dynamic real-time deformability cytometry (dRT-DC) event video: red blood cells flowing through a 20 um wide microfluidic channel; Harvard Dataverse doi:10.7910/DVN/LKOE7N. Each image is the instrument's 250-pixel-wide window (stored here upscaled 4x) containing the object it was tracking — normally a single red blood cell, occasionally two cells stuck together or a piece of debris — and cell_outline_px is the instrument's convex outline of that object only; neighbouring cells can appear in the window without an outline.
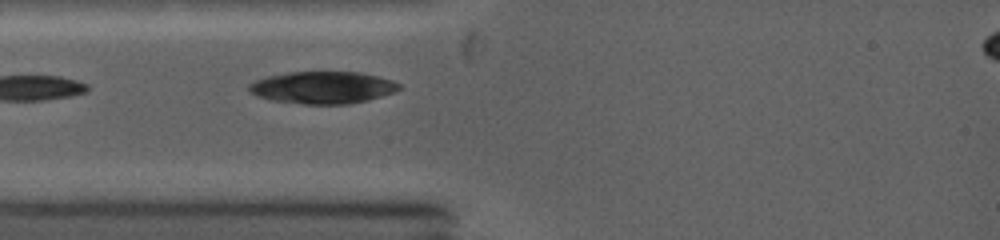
{"species": "common noctule bat (a hibernating species)", "species_latin": "Nyctalus noctula", "temperature_condition": "warm", "stored_images_in_passage": 1, "camera_frame_rate_fps": 5000, "um_per_image_px": 0.085, "animal": {"sex": "female", "body_mass_g": 19.0, "forearm_length_mm": 53.3}, "frame": {"image": 1, "passage_image": 1, "time_ms": 0.0, "image_size_px": [1000, 240], "cell_outline_px": [[400, 88], [392, 92], [368, 100], [348, 104], [304, 104], [272, 100], [260, 96], [252, 92], [248, 88], [256, 80], [268, 76], [288, 72], [360, 72], [392, 80], [400, 84]], "centroid_in_image_um": [27.45, 7.43], "position_along_channel_um": 57.5, "area_um2": 27.69}}